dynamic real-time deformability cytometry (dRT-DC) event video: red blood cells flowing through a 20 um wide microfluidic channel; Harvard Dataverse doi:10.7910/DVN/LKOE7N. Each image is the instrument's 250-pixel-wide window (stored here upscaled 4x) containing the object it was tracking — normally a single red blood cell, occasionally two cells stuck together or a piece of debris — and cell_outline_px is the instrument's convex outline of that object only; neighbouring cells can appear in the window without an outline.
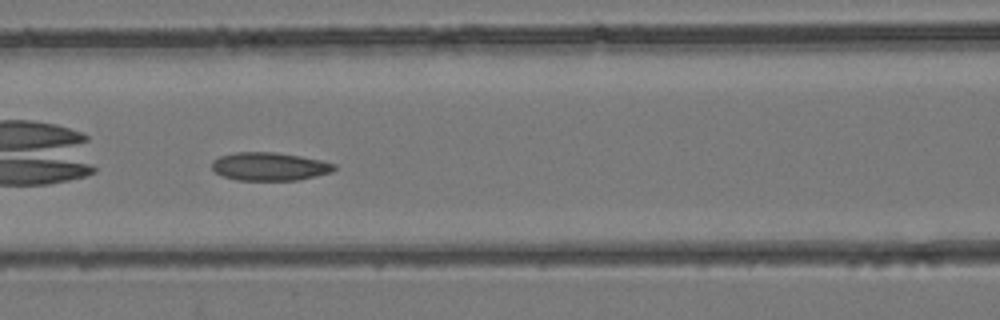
{"species": "common noctule bat (a hibernating species)", "species_latin": "Nyctalus noctula", "temperature_condition": "room temperature", "stored_images_in_passage": 32, "camera_frame_rate_fps": 3000, "um_per_image_px": 0.085, "animal": {"sex": "female", "body_mass_g": 24.6, "forearm_length_mm": 56.2}, "frame": {"image": 1, "passage_image": 10, "time_ms": 3.0, "image_size_px": [1000, 320], "cell_outline_px": [[336, 168], [332, 172], [316, 176], [296, 180], [236, 180], [224, 176], [216, 172], [212, 168], [212, 160], [220, 156], [236, 152], [276, 152], [300, 156], [320, 160], [336, 164]], "centroid_in_image_um": [22.91, 14.15], "position_along_channel_um": 143.7, "area_um2": 20.06}}